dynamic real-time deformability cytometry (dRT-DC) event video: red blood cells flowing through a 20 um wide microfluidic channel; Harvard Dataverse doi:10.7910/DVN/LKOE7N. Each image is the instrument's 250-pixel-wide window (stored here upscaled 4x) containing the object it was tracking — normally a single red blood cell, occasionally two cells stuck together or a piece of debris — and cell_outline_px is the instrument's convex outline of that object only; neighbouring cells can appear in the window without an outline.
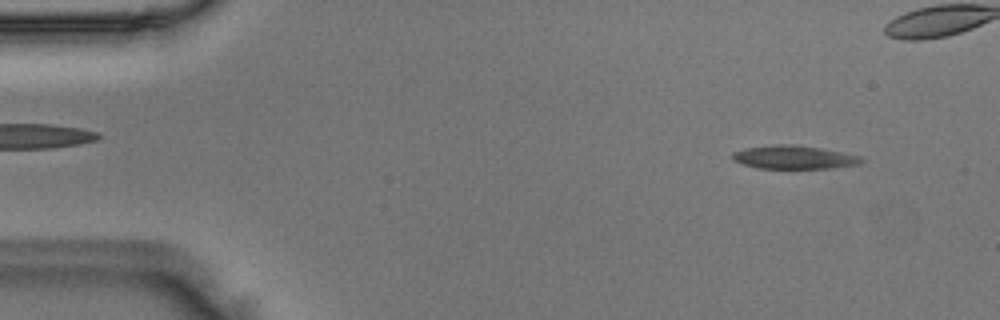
{"species": "Egyptian fruit bat (a non-hibernating species)", "species_latin": "Rousettus aegyptiacus", "temperature_condition": "room temperature", "stored_images_in_passage": 51, "camera_frame_rate_fps": 3000, "um_per_image_px": 0.085, "animal": {"sex": "male"}, "frame": {"image": 1, "passage_image": 4, "time_ms": 1.0, "image_size_px": [1000, 320], "cell_outline_px": [[864, 160], [860, 164], [832, 168], [760, 168], [744, 164], [732, 160], [732, 152], [744, 148], [776, 144], [796, 144], [820, 148], [860, 156]], "centroid_in_image_um": [67.47, 13.36], "position_along_channel_um": 17.5, "area_um2": 17.51}}
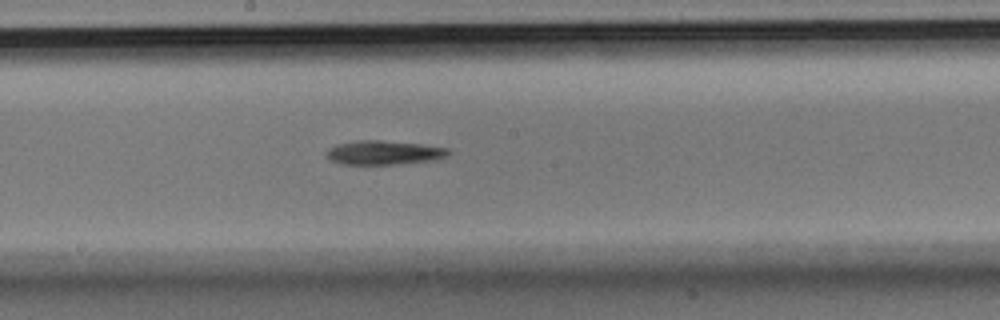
{"frame": {"image": 2, "passage_image": 26, "time_ms": 8.333, "image_size_px": [1000, 320], "cell_outline_px": [[452, 152], [448, 156], [436, 160], [400, 164], [340, 164], [328, 160], [324, 152], [328, 148], [336, 144], [356, 140], [380, 140], [420, 144], [448, 148]], "centroid_in_image_um": [32.61, 12.98], "position_along_channel_um": 215.6, "area_um2": 17.46}}
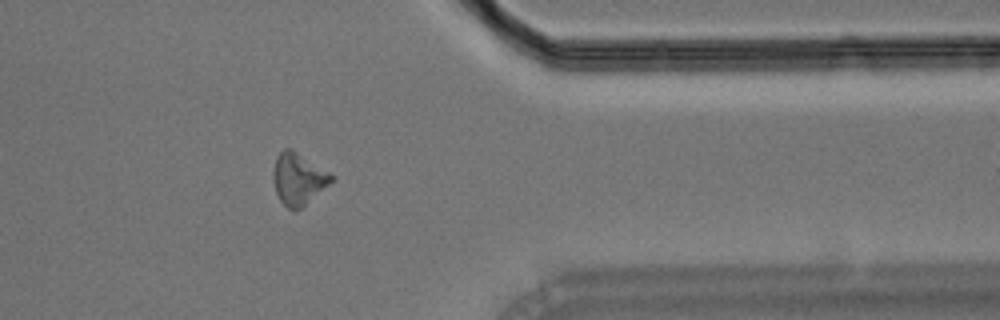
{"frame": {"image": 3, "passage_image": 40, "time_ms": 13.0, "image_size_px": [1000, 320], "cell_outline_px": [[336, 180], [296, 212], [288, 208], [280, 200], [276, 192], [272, 176], [272, 172], [276, 156], [284, 148], [292, 148], [336, 176]], "centroid_in_image_um": [25.39, 15.2], "position_along_channel_um": 386.0, "area_um2": 17.98}}